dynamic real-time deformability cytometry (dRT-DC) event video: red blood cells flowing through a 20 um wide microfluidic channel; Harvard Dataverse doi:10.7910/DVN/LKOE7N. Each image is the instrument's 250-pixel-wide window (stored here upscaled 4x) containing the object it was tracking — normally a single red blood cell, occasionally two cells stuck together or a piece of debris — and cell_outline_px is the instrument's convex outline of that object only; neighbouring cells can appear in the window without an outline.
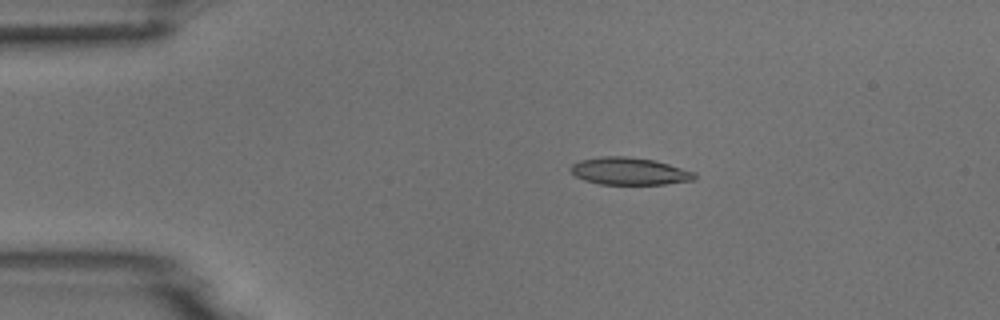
{"species": "common noctule bat (a hibernating species)", "species_latin": "Nyctalus noctula", "temperature_condition": "room temperature", "stored_images_in_passage": 4, "camera_frame_rate_fps": 3000, "um_per_image_px": 0.085, "animal": {"sex": "male", "body_mass_g": 18.8}, "frame": {"image": 1, "passage_image": 3, "time_ms": 2.333, "image_size_px": [1000, 320], "cell_outline_px": [[696, 180], [664, 184], [600, 184], [584, 180], [576, 176], [572, 172], [572, 164], [580, 160], [600, 156], [624, 156], [656, 160], [696, 172]], "centroid_in_image_um": [53.54, 14.55], "position_along_channel_um": 31.5, "area_um2": 19.77}}